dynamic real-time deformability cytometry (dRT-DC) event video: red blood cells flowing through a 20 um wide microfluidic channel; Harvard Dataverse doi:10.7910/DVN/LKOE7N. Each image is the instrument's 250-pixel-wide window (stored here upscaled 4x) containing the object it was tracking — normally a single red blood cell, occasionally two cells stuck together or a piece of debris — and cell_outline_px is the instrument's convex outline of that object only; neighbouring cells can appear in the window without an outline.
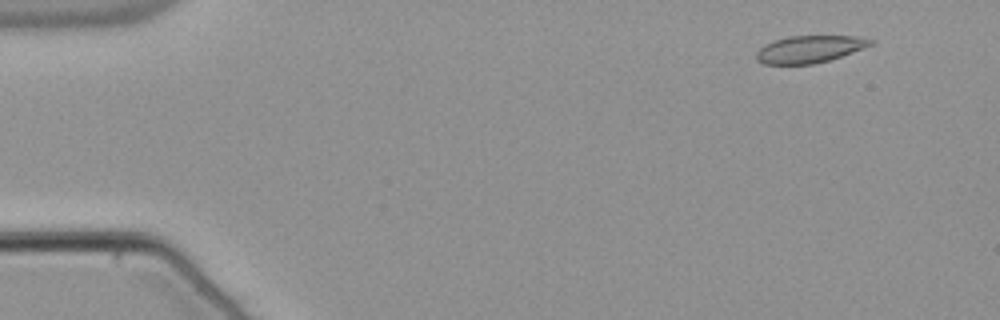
{"species": "common noctule bat (a hibernating species)", "species_latin": "Nyctalus noctula", "temperature_condition": "warm", "stored_images_in_passage": 54, "camera_frame_rate_fps": 3000, "um_per_image_px": 0.085, "animal": {"sex": "male", "body_mass_g": 21.5, "forearm_length_mm": 52.0}, "frame": {"image": 1, "passage_image": 5, "time_ms": 1.333, "image_size_px": [1000, 320], "cell_outline_px": [[876, 40], [872, 44], [852, 52], [828, 60], [812, 64], [764, 64], [756, 60], [756, 52], [764, 44], [788, 36], [852, 36]], "centroid_in_image_um": [68.77, 4.18], "position_along_channel_um": 16.2, "area_um2": 17.86}}
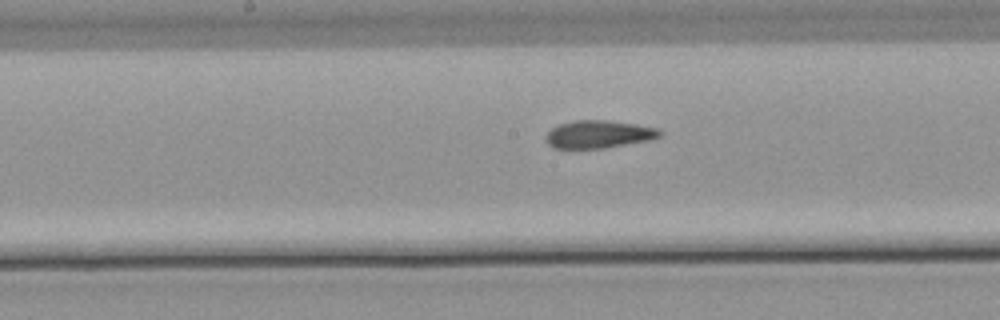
{"frame": {"image": 2, "passage_image": 28, "time_ms": 9.0, "image_size_px": [1000, 320], "cell_outline_px": [[664, 132], [660, 136], [652, 140], [604, 148], [552, 148], [544, 140], [544, 136], [552, 128], [560, 124], [576, 120], [608, 120], [636, 124], [660, 128]], "centroid_in_image_um": [50.92, 11.41], "position_along_channel_um": 197.3, "area_um2": 18.67}}
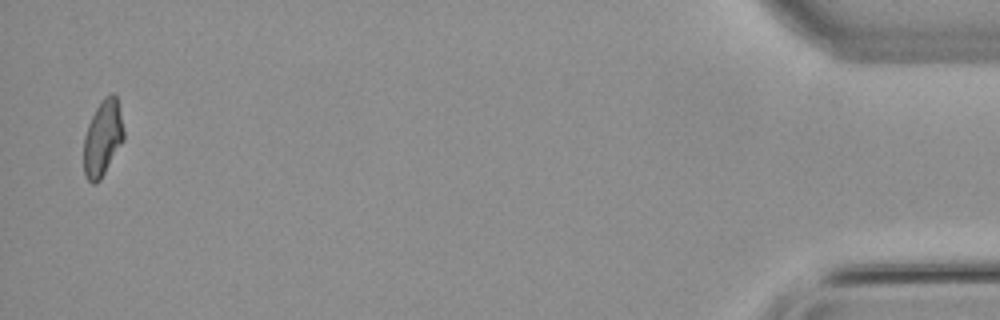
{"frame": {"image": 3, "passage_image": 53, "time_ms": 17.333, "image_size_px": [1000, 320], "cell_outline_px": [[124, 140], [100, 180], [96, 184], [92, 184], [88, 180], [84, 172], [84, 136], [88, 124], [96, 108], [104, 96], [112, 92], [116, 96], [124, 128]], "centroid_in_image_um": [8.73, 11.74], "position_along_channel_um": 426.5, "area_um2": 17.69}, "authors_computed_cell_mechanics": {"area_um2": 18.5538, "velocity_mm_per_s": 3.8189, "shape_relaxation_time_tau1_ms": null, "shape_relaxation_time_tau2_ms": 3.3664, "deformation_change_tau1": null, "deformation_change_tau2": 0.0878}}